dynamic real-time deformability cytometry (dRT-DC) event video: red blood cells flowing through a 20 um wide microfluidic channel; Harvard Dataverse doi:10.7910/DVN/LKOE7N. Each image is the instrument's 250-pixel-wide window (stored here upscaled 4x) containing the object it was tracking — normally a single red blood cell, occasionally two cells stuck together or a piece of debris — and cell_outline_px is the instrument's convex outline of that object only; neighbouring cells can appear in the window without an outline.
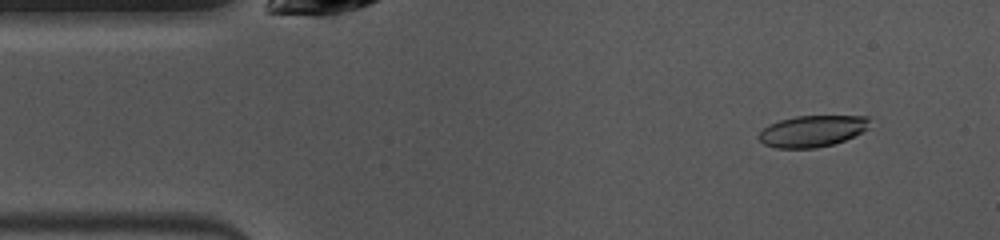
{"species": "common noctule bat (a hibernating species)", "species_latin": "Nyctalus noctula", "temperature_condition": "warm", "stored_images_in_passage": 48, "camera_frame_rate_fps": 3000, "um_per_image_px": 0.085, "animal": {"sex": "female", "body_mass_g": 10.0, "forearm_length_mm": 53.1}, "frame": {"image": 1, "passage_image": 4, "time_ms": 1.0, "image_size_px": [1000, 240], "cell_outline_px": [[868, 128], [844, 140], [832, 144], [816, 148], [776, 148], [764, 144], [756, 136], [768, 124], [780, 120], [796, 116], [868, 116]], "centroid_in_image_um": [68.99, 11.14], "position_along_channel_um": 16.0, "area_um2": 20.11}}
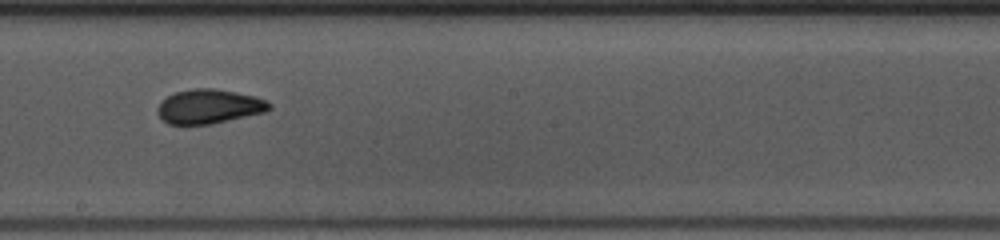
{"frame": {"image": 2, "passage_image": 25, "time_ms": 8.0, "image_size_px": [1000, 240], "cell_outline_px": [[272, 108], [264, 112], [212, 124], [168, 124], [156, 112], [156, 108], [160, 100], [176, 92], [192, 88], [212, 88], [236, 92], [256, 96], [272, 104]], "centroid_in_image_um": [17.75, 9.04], "position_along_channel_um": 230.5, "area_um2": 22.37}}
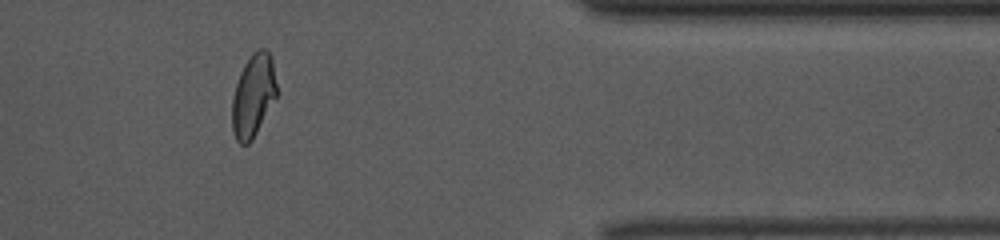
{"frame": {"image": 3, "passage_image": 39, "time_ms": 12.667, "image_size_px": [1000, 240], "cell_outline_px": [[276, 96], [252, 140], [248, 144], [240, 144], [236, 140], [232, 128], [232, 100], [236, 84], [240, 72], [244, 64], [252, 52], [260, 48], [264, 48], [272, 56], [276, 84]], "centroid_in_image_um": [21.51, 8.1], "position_along_channel_um": 389.9, "area_um2": 21.33}, "authors_computed_cell_mechanics": {"area_um2": 21.7328, "velocity_mm_per_s": 3.9996, "shape_relaxation_time_tau1_ms": 4.3943, "shape_relaxation_time_tau2_ms": 3.7506, "deformation_change_tau1": 0.1658, "deformation_change_tau2": 0.0412}}